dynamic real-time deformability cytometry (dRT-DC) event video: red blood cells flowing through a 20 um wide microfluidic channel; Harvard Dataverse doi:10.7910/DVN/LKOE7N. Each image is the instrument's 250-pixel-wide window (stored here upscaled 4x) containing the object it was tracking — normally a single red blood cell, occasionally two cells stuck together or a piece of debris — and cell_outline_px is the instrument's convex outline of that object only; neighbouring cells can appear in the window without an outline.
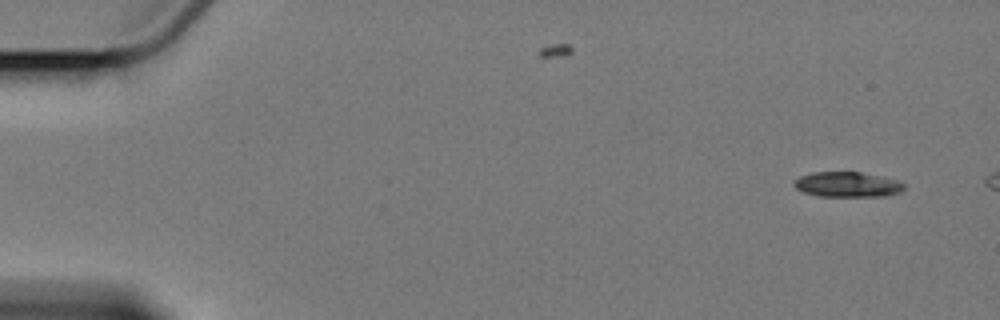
{"species": "Egyptian fruit bat (a non-hibernating species)", "species_latin": "Rousettus aegyptiacus", "temperature_condition": "cold", "stored_images_in_passage": 5, "camera_frame_rate_fps": 3000, "um_per_image_px": 0.085, "animal": {"sex": "female"}, "frame": {"image": 1, "passage_image": 1, "time_ms": 0.0, "image_size_px": [1000, 320], "cell_outline_px": [[904, 188], [900, 192], [884, 196], [820, 196], [804, 192], [796, 188], [792, 184], [800, 176], [812, 172], [860, 172], [900, 180], [904, 184]], "centroid_in_image_um": [72.04, 15.68], "position_along_channel_um": 13.0, "area_um2": 16.07}}